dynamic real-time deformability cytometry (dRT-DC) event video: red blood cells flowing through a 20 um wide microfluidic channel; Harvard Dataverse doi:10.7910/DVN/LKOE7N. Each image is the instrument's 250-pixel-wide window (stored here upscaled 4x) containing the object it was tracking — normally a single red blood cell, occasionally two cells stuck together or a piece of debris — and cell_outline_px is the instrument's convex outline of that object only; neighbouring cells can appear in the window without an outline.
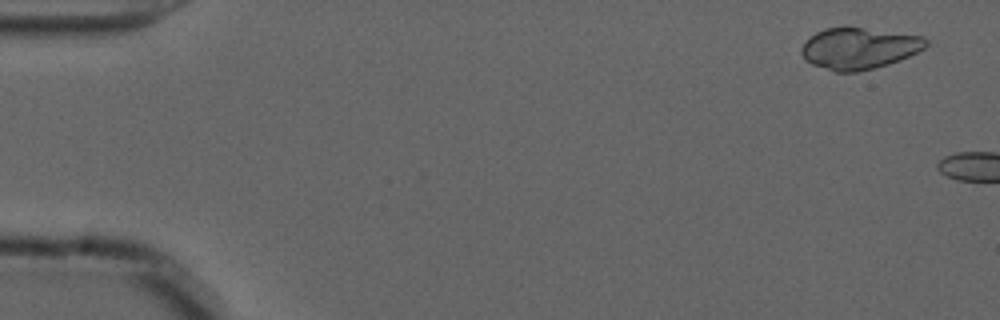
{"species": "common noctule bat (a hibernating species)", "species_latin": "Nyctalus noctula", "temperature_condition": "cold", "stored_images_in_passage": 6, "camera_frame_rate_fps": 3000, "um_per_image_px": 0.085, "animal": {"sex": "male", "forearm_length_mm": 52.5}, "frame": {"image": 1, "passage_image": 3, "time_ms": 0.667, "image_size_px": [1000, 320], "cell_outline_px": [[928, 44], [924, 48], [900, 60], [888, 64], [856, 72], [836, 72], [812, 64], [804, 60], [800, 52], [800, 48], [816, 32], [824, 28], [860, 28], [924, 36], [928, 40]], "centroid_in_image_um": [73.01, 4.12], "position_along_channel_um": 12.0, "area_um2": 29.65}}